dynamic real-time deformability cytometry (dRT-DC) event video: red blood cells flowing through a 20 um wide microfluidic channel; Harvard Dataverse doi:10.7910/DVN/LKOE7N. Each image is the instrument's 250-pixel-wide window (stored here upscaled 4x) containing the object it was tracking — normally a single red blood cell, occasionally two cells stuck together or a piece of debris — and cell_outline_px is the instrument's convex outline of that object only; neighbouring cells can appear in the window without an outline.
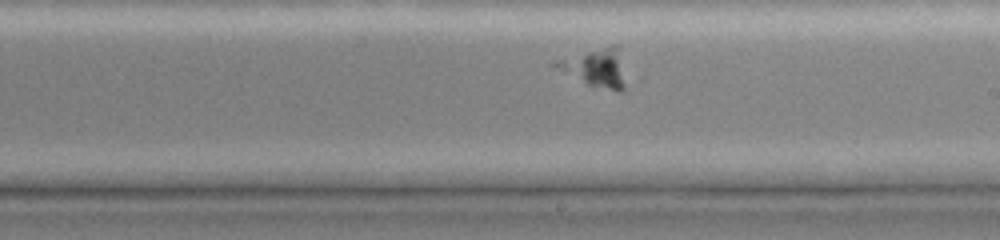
{"species": "common noctule bat (a hibernating species)", "species_latin": "Nyctalus noctula", "temperature_condition": "cold", "stored_images_in_passage": 26, "camera_frame_rate_fps": 3000, "um_per_image_px": 0.085, "animal": {"sex": "female", "body_mass_g": 19.0, "forearm_length_mm": 51.5}, "frame": {"image": 1, "passage_image": 13, "time_ms": 4.0, "image_size_px": [1000, 240], "cell_outline_px": [[624, 88], [620, 92], [588, 84], [552, 68], [548, 64], [556, 60], [612, 44], [620, 44], [624, 84]], "centroid_in_image_um": [50.59, 5.72], "position_along_channel_um": 238.4, "area_um2": 15.61}}
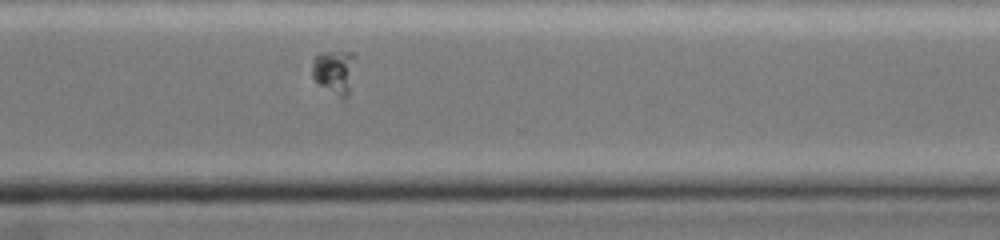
{"frame": {"image": 2, "passage_image": 20, "time_ms": 6.333, "image_size_px": [1000, 240], "cell_outline_px": [[356, 56], [348, 92], [344, 96], [340, 96], [320, 84], [312, 76], [312, 60], [320, 52], [352, 52]], "centroid_in_image_um": [28.4, 6.01], "position_along_channel_um": 342.2, "area_um2": 10.58}}
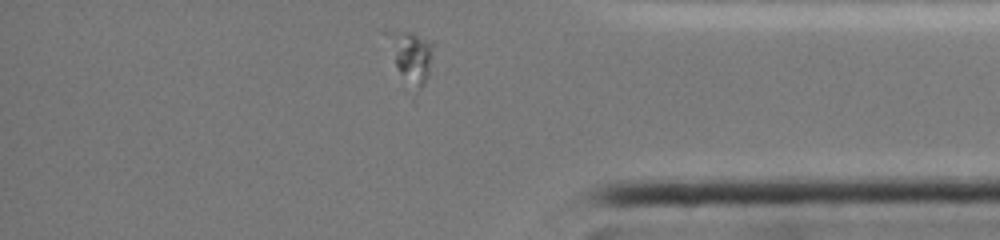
{"frame": {"image": 3, "passage_image": 24, "time_ms": 7.667, "image_size_px": [1000, 240], "cell_outline_px": [[436, 44], [428, 76], [424, 84], [420, 88], [400, 72], [396, 64], [392, 36], [404, 32], [412, 32], [436, 40]], "centroid_in_image_um": [35.19, 4.75], "position_along_channel_um": 400.0, "area_um2": 12.2}}